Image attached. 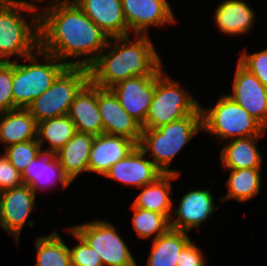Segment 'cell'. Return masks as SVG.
Instances as JSON below:
<instances>
[{"mask_svg":"<svg viewBox=\"0 0 267 266\" xmlns=\"http://www.w3.org/2000/svg\"><path fill=\"white\" fill-rule=\"evenodd\" d=\"M109 38L73 0L39 13V48L68 66L89 67L104 50ZM69 57L76 60L65 62Z\"/></svg>","mask_w":267,"mask_h":266,"instance_id":"6da1fadb","label":"cell"},{"mask_svg":"<svg viewBox=\"0 0 267 266\" xmlns=\"http://www.w3.org/2000/svg\"><path fill=\"white\" fill-rule=\"evenodd\" d=\"M135 36L138 40H131L129 35L109 38L105 51L88 67L89 80L94 85L110 89L128 78L155 75L162 69L163 63L149 36Z\"/></svg>","mask_w":267,"mask_h":266,"instance_id":"7a4b0ae2","label":"cell"},{"mask_svg":"<svg viewBox=\"0 0 267 266\" xmlns=\"http://www.w3.org/2000/svg\"><path fill=\"white\" fill-rule=\"evenodd\" d=\"M36 8L39 9L29 1L0 0V61L10 62L12 56L24 59L39 49V12ZM23 10L32 12L31 24L24 18Z\"/></svg>","mask_w":267,"mask_h":266,"instance_id":"3957f363","label":"cell"},{"mask_svg":"<svg viewBox=\"0 0 267 266\" xmlns=\"http://www.w3.org/2000/svg\"><path fill=\"white\" fill-rule=\"evenodd\" d=\"M202 130V115H188L156 129H142L138 147L147 155L151 152L152 162L163 174H177L170 169L174 157L189 141Z\"/></svg>","mask_w":267,"mask_h":266,"instance_id":"277c9868","label":"cell"},{"mask_svg":"<svg viewBox=\"0 0 267 266\" xmlns=\"http://www.w3.org/2000/svg\"><path fill=\"white\" fill-rule=\"evenodd\" d=\"M37 54L42 57V63ZM25 60L26 63L28 61L30 64H19L17 58L13 61L12 94L14 109H26L52 85L57 76L68 66L54 55L44 52L40 48L26 56Z\"/></svg>","mask_w":267,"mask_h":266,"instance_id":"5b68a950","label":"cell"},{"mask_svg":"<svg viewBox=\"0 0 267 266\" xmlns=\"http://www.w3.org/2000/svg\"><path fill=\"white\" fill-rule=\"evenodd\" d=\"M188 115H202L201 105L161 69L155 74V91L142 129H156Z\"/></svg>","mask_w":267,"mask_h":266,"instance_id":"8992f818","label":"cell"},{"mask_svg":"<svg viewBox=\"0 0 267 266\" xmlns=\"http://www.w3.org/2000/svg\"><path fill=\"white\" fill-rule=\"evenodd\" d=\"M202 131L216 135L219 140L263 135L266 129L228 95H222L213 108H203Z\"/></svg>","mask_w":267,"mask_h":266,"instance_id":"52a82bcc","label":"cell"},{"mask_svg":"<svg viewBox=\"0 0 267 266\" xmlns=\"http://www.w3.org/2000/svg\"><path fill=\"white\" fill-rule=\"evenodd\" d=\"M88 81V67L67 66L52 85L26 109L35 118L36 123L68 115L76 94Z\"/></svg>","mask_w":267,"mask_h":266,"instance_id":"ba28073f","label":"cell"},{"mask_svg":"<svg viewBox=\"0 0 267 266\" xmlns=\"http://www.w3.org/2000/svg\"><path fill=\"white\" fill-rule=\"evenodd\" d=\"M100 256L103 266H137L124 240L107 220H93L71 227Z\"/></svg>","mask_w":267,"mask_h":266,"instance_id":"9c48e42d","label":"cell"},{"mask_svg":"<svg viewBox=\"0 0 267 266\" xmlns=\"http://www.w3.org/2000/svg\"><path fill=\"white\" fill-rule=\"evenodd\" d=\"M128 31L134 35H148L149 26L176 23L167 0H121Z\"/></svg>","mask_w":267,"mask_h":266,"instance_id":"30bf717a","label":"cell"},{"mask_svg":"<svg viewBox=\"0 0 267 266\" xmlns=\"http://www.w3.org/2000/svg\"><path fill=\"white\" fill-rule=\"evenodd\" d=\"M35 199L36 194L25 184L0 192V226L13 235L17 245L22 228L35 208Z\"/></svg>","mask_w":267,"mask_h":266,"instance_id":"8fae6325","label":"cell"},{"mask_svg":"<svg viewBox=\"0 0 267 266\" xmlns=\"http://www.w3.org/2000/svg\"><path fill=\"white\" fill-rule=\"evenodd\" d=\"M265 129L267 128V88L239 61L233 82V93L226 94Z\"/></svg>","mask_w":267,"mask_h":266,"instance_id":"7c38bea8","label":"cell"},{"mask_svg":"<svg viewBox=\"0 0 267 266\" xmlns=\"http://www.w3.org/2000/svg\"><path fill=\"white\" fill-rule=\"evenodd\" d=\"M97 104L104 133L126 137L138 145L142 134L141 124L123 109L111 89L97 86Z\"/></svg>","mask_w":267,"mask_h":266,"instance_id":"4fadbf2b","label":"cell"},{"mask_svg":"<svg viewBox=\"0 0 267 266\" xmlns=\"http://www.w3.org/2000/svg\"><path fill=\"white\" fill-rule=\"evenodd\" d=\"M110 89L123 109L142 125L155 91V75L128 78Z\"/></svg>","mask_w":267,"mask_h":266,"instance_id":"5bb4252c","label":"cell"},{"mask_svg":"<svg viewBox=\"0 0 267 266\" xmlns=\"http://www.w3.org/2000/svg\"><path fill=\"white\" fill-rule=\"evenodd\" d=\"M146 156L136 146L124 159L113 164L104 177L122 182L126 186L142 188L163 175V172Z\"/></svg>","mask_w":267,"mask_h":266,"instance_id":"9a60e30c","label":"cell"},{"mask_svg":"<svg viewBox=\"0 0 267 266\" xmlns=\"http://www.w3.org/2000/svg\"><path fill=\"white\" fill-rule=\"evenodd\" d=\"M213 197L209 189L193 190L183 195L173 214L177 218H170L171 229L188 233L192 228H198L216 209Z\"/></svg>","mask_w":267,"mask_h":266,"instance_id":"2e32d148","label":"cell"},{"mask_svg":"<svg viewBox=\"0 0 267 266\" xmlns=\"http://www.w3.org/2000/svg\"><path fill=\"white\" fill-rule=\"evenodd\" d=\"M137 144L126 137L100 134L94 137L88 161V172L105 175L110 167L124 159Z\"/></svg>","mask_w":267,"mask_h":266,"instance_id":"e0dca14e","label":"cell"},{"mask_svg":"<svg viewBox=\"0 0 267 266\" xmlns=\"http://www.w3.org/2000/svg\"><path fill=\"white\" fill-rule=\"evenodd\" d=\"M110 38L127 36L121 0H73Z\"/></svg>","mask_w":267,"mask_h":266,"instance_id":"ac0fdd59","label":"cell"},{"mask_svg":"<svg viewBox=\"0 0 267 266\" xmlns=\"http://www.w3.org/2000/svg\"><path fill=\"white\" fill-rule=\"evenodd\" d=\"M68 116L73 121L77 132L94 136L104 133L97 104V86L90 80L76 94Z\"/></svg>","mask_w":267,"mask_h":266,"instance_id":"d6986e66","label":"cell"},{"mask_svg":"<svg viewBox=\"0 0 267 266\" xmlns=\"http://www.w3.org/2000/svg\"><path fill=\"white\" fill-rule=\"evenodd\" d=\"M21 176L23 184L30 186L35 194L37 190H48V187H52L57 181L63 188H67L72 183L56 155L48 152H41L27 165Z\"/></svg>","mask_w":267,"mask_h":266,"instance_id":"ffe728a7","label":"cell"},{"mask_svg":"<svg viewBox=\"0 0 267 266\" xmlns=\"http://www.w3.org/2000/svg\"><path fill=\"white\" fill-rule=\"evenodd\" d=\"M254 18V11L242 0H225L214 13L217 28L231 36L248 33L254 26Z\"/></svg>","mask_w":267,"mask_h":266,"instance_id":"44dd1931","label":"cell"},{"mask_svg":"<svg viewBox=\"0 0 267 266\" xmlns=\"http://www.w3.org/2000/svg\"><path fill=\"white\" fill-rule=\"evenodd\" d=\"M94 135L76 132L74 136L55 153L65 174L73 181L80 173L88 171V161Z\"/></svg>","mask_w":267,"mask_h":266,"instance_id":"7402d4cb","label":"cell"},{"mask_svg":"<svg viewBox=\"0 0 267 266\" xmlns=\"http://www.w3.org/2000/svg\"><path fill=\"white\" fill-rule=\"evenodd\" d=\"M37 139V123L27 109L0 113V142L6 146Z\"/></svg>","mask_w":267,"mask_h":266,"instance_id":"603a6c76","label":"cell"},{"mask_svg":"<svg viewBox=\"0 0 267 266\" xmlns=\"http://www.w3.org/2000/svg\"><path fill=\"white\" fill-rule=\"evenodd\" d=\"M179 175L163 174L156 181L144 185L142 191L133 202V206L152 212L165 214L169 219L172 217L173 201L170 198L172 192L171 180L178 179Z\"/></svg>","mask_w":267,"mask_h":266,"instance_id":"cb8c5ba5","label":"cell"},{"mask_svg":"<svg viewBox=\"0 0 267 266\" xmlns=\"http://www.w3.org/2000/svg\"><path fill=\"white\" fill-rule=\"evenodd\" d=\"M261 135L241 137L227 141L220 152V160L226 169L261 168L262 156L257 141Z\"/></svg>","mask_w":267,"mask_h":266,"instance_id":"d4e9b609","label":"cell"},{"mask_svg":"<svg viewBox=\"0 0 267 266\" xmlns=\"http://www.w3.org/2000/svg\"><path fill=\"white\" fill-rule=\"evenodd\" d=\"M190 241L187 232L170 228L153 240L146 266H177L182 249Z\"/></svg>","mask_w":267,"mask_h":266,"instance_id":"484cf974","label":"cell"},{"mask_svg":"<svg viewBox=\"0 0 267 266\" xmlns=\"http://www.w3.org/2000/svg\"><path fill=\"white\" fill-rule=\"evenodd\" d=\"M75 125L68 115L46 119L37 123V140L42 152H58L76 133ZM48 142V150L43 145Z\"/></svg>","mask_w":267,"mask_h":266,"instance_id":"4316f807","label":"cell"},{"mask_svg":"<svg viewBox=\"0 0 267 266\" xmlns=\"http://www.w3.org/2000/svg\"><path fill=\"white\" fill-rule=\"evenodd\" d=\"M230 176L226 185L228 191L221 201L234 199L240 202H246L260 192L261 172L260 168L230 169Z\"/></svg>","mask_w":267,"mask_h":266,"instance_id":"83f0119b","label":"cell"},{"mask_svg":"<svg viewBox=\"0 0 267 266\" xmlns=\"http://www.w3.org/2000/svg\"><path fill=\"white\" fill-rule=\"evenodd\" d=\"M37 262L35 266H71L69 247L56 231L50 235L37 237Z\"/></svg>","mask_w":267,"mask_h":266,"instance_id":"f1b7e54d","label":"cell"},{"mask_svg":"<svg viewBox=\"0 0 267 266\" xmlns=\"http://www.w3.org/2000/svg\"><path fill=\"white\" fill-rule=\"evenodd\" d=\"M133 210L132 223L137 235L146 239L155 235L154 239L166 233L170 227V219L165 214L144 210L131 206Z\"/></svg>","mask_w":267,"mask_h":266,"instance_id":"f546056e","label":"cell"},{"mask_svg":"<svg viewBox=\"0 0 267 266\" xmlns=\"http://www.w3.org/2000/svg\"><path fill=\"white\" fill-rule=\"evenodd\" d=\"M42 152L37 139L9 145L4 155L19 173H23L27 165Z\"/></svg>","mask_w":267,"mask_h":266,"instance_id":"4dcf8cb0","label":"cell"},{"mask_svg":"<svg viewBox=\"0 0 267 266\" xmlns=\"http://www.w3.org/2000/svg\"><path fill=\"white\" fill-rule=\"evenodd\" d=\"M68 230L69 233L79 241L77 245L69 249L71 266H103L100 256L97 255L95 249L91 248L72 228L68 227L67 231Z\"/></svg>","mask_w":267,"mask_h":266,"instance_id":"1f68e13d","label":"cell"},{"mask_svg":"<svg viewBox=\"0 0 267 266\" xmlns=\"http://www.w3.org/2000/svg\"><path fill=\"white\" fill-rule=\"evenodd\" d=\"M12 78L13 61H0V113L14 110Z\"/></svg>","mask_w":267,"mask_h":266,"instance_id":"d6a6232c","label":"cell"},{"mask_svg":"<svg viewBox=\"0 0 267 266\" xmlns=\"http://www.w3.org/2000/svg\"><path fill=\"white\" fill-rule=\"evenodd\" d=\"M238 61L267 88V49L252 54L244 51Z\"/></svg>","mask_w":267,"mask_h":266,"instance_id":"836d02e7","label":"cell"},{"mask_svg":"<svg viewBox=\"0 0 267 266\" xmlns=\"http://www.w3.org/2000/svg\"><path fill=\"white\" fill-rule=\"evenodd\" d=\"M22 185L21 173L15 169L4 154L0 155V192Z\"/></svg>","mask_w":267,"mask_h":266,"instance_id":"e575fe53","label":"cell"},{"mask_svg":"<svg viewBox=\"0 0 267 266\" xmlns=\"http://www.w3.org/2000/svg\"><path fill=\"white\" fill-rule=\"evenodd\" d=\"M203 252L192 240L182 249L177 266H206Z\"/></svg>","mask_w":267,"mask_h":266,"instance_id":"d590c367","label":"cell"},{"mask_svg":"<svg viewBox=\"0 0 267 266\" xmlns=\"http://www.w3.org/2000/svg\"><path fill=\"white\" fill-rule=\"evenodd\" d=\"M35 1H37V2L41 1L42 2L44 0H35ZM45 1H48V0H45ZM49 1L51 4H50V6L47 7V9H50V8L54 7L56 4L67 1V0H49Z\"/></svg>","mask_w":267,"mask_h":266,"instance_id":"8d00e7d4","label":"cell"}]
</instances>
